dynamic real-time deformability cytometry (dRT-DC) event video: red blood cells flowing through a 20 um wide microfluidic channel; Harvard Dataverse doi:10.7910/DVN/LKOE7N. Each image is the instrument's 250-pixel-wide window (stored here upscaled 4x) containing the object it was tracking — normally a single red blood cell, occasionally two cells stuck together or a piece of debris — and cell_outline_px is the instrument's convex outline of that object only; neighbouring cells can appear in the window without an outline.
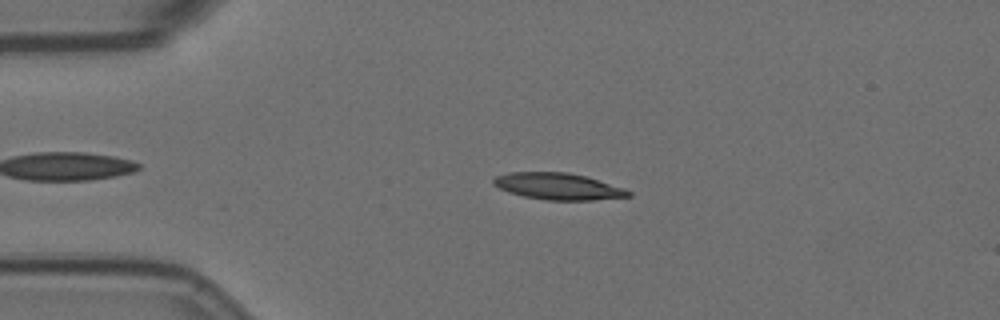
{"species": "Egyptian fruit bat (a non-hibernating species)", "species_latin": "Rousettus aegyptiacus", "temperature_condition": "room temperature", "stored_images_in_passage": 56, "camera_frame_rate_fps": 3000, "um_per_image_px": 0.085, "animal": {"sex": "female"}, "frame": {"image": 1, "passage_image": 12, "time_ms": 3.667, "image_size_px": [1000, 320], "cell_outline_px": [[632, 196], [592, 200], [544, 200], [524, 196], [508, 192], [492, 184], [492, 180], [496, 176], [508, 172], [568, 172], [584, 176], [624, 188], [632, 192]], "centroid_in_image_um": [47.42, 15.84], "position_along_channel_um": 37.6, "area_um2": 20.87}}
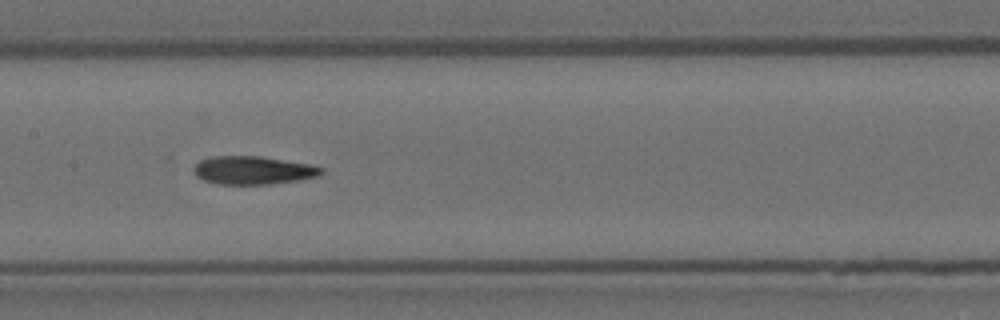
{"frame": {"image": 2, "passage_image": 27, "time_ms": 8.667, "image_size_px": [1000, 320], "cell_outline_px": [[324, 172], [320, 176], [296, 180], [268, 184], [220, 184], [204, 180], [196, 176], [192, 168], [200, 160], [212, 156], [260, 156], [308, 164], [324, 168]], "centroid_in_image_um": [21.5, 14.47], "position_along_channel_um": 185.9, "area_um2": 20.87}}
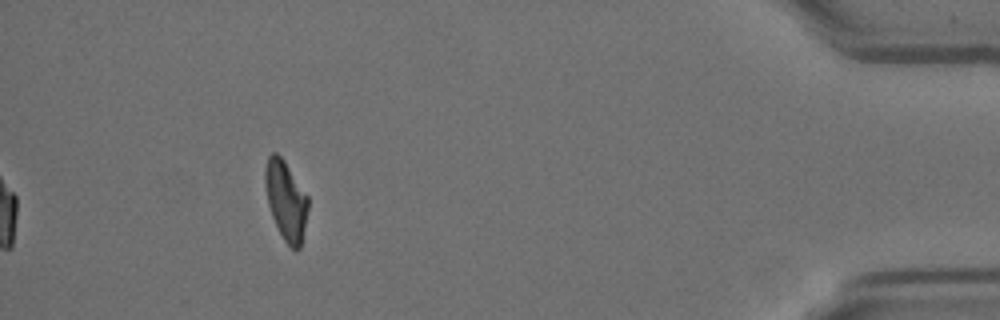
{"frame": {"image": 3, "passage_image": 51, "time_ms": 16.667, "image_size_px": [1000, 320], "cell_outline_px": [[308, 208], [300, 248], [292, 248], [284, 240], [272, 216], [268, 204], [264, 184], [264, 168], [268, 156], [272, 152], [276, 152], [284, 160], [308, 196]], "centroid_in_image_um": [24.28, 16.98], "position_along_channel_um": 410.9, "area_um2": 19.65}, "authors_computed_cell_mechanics": {"area_um2": 20.8658, "velocity_mm_per_s": 3.572, "shape_relaxation_time_tau1_ms": null, "shape_relaxation_time_tau2_ms": 1.9142, "deformation_change_tau1": null, "deformation_change_tau2": 0.0797}}